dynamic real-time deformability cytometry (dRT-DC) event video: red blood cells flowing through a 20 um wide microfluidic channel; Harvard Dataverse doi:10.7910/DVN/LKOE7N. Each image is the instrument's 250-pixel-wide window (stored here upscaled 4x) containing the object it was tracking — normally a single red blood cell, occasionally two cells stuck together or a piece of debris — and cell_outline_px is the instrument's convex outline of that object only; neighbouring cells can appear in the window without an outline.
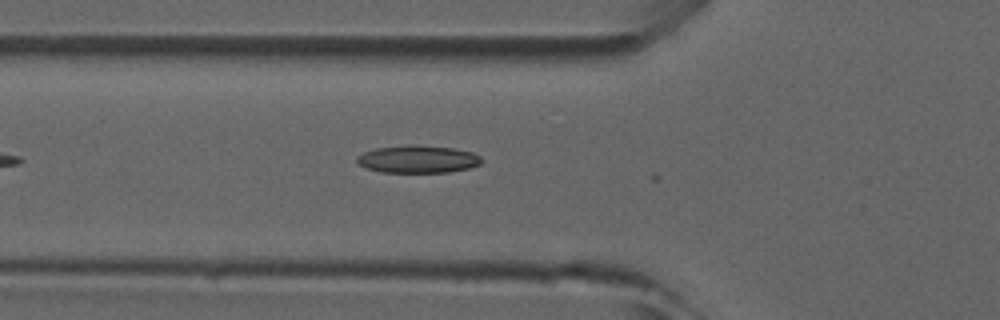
{"species": "common noctule bat (a hibernating species)", "species_latin": "Nyctalus noctula", "temperature_condition": "room temperature", "stored_images_in_passage": 4, "camera_frame_rate_fps": 3000, "um_per_image_px": 0.085, "animal": {"sex": "male", "forearm_length_mm": 52.5}, "frame": {"image": 1, "passage_image": 2, "time_ms": 0.333, "image_size_px": [1000, 320], "cell_outline_px": [[484, 160], [480, 164], [468, 168], [448, 172], [380, 172], [364, 168], [356, 164], [356, 156], [364, 152], [376, 148], [408, 144], [412, 144], [452, 148], [472, 152], [480, 156]], "centroid_in_image_um": [35.47, 13.53], "position_along_channel_um": 90.3, "area_um2": 20.23}}